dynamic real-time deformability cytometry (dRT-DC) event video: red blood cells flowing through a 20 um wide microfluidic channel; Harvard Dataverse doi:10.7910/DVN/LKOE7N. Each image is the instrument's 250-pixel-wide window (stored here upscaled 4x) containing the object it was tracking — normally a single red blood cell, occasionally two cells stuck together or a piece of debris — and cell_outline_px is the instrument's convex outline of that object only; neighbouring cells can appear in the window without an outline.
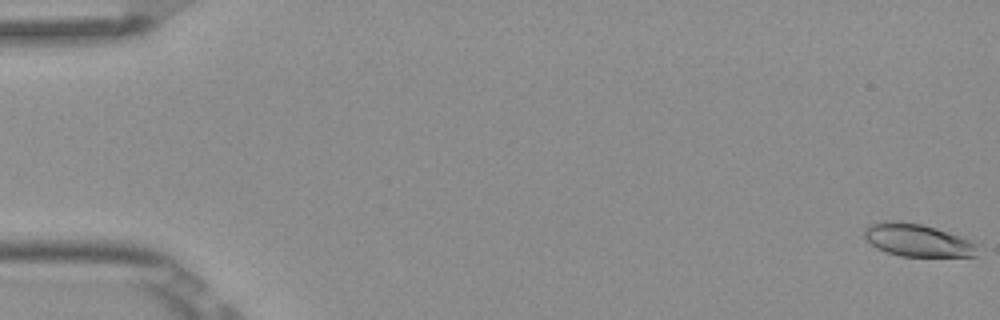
{"species": "Egyptian fruit bat (a non-hibernating species)", "species_latin": "Rousettus aegyptiacus", "temperature_condition": "room temperature", "stored_images_in_passage": 5, "camera_frame_rate_fps": 3000, "um_per_image_px": 0.085, "frame": {"image": 1, "passage_image": 1, "time_ms": 0.0, "image_size_px": [1000, 320], "cell_outline_px": [[976, 256], [900, 256], [876, 248], [864, 236], [864, 232], [868, 224], [880, 220], [900, 220], [920, 224], [936, 228], [968, 240], [976, 244]], "centroid_in_image_um": [77.91, 20.39], "position_along_channel_um": 7.1, "area_um2": 21.33}}
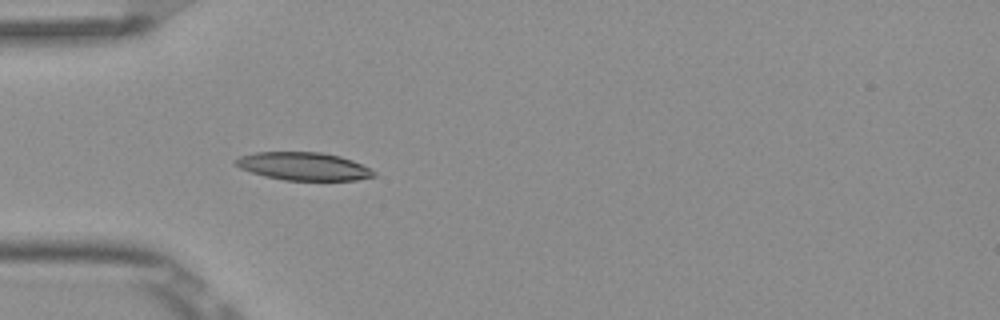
{"frame": {"image": 2, "passage_image": 5, "time_ms": 1.333, "image_size_px": [1000, 320], "cell_outline_px": [[376, 176], [356, 180], [284, 180], [264, 176], [240, 168], [232, 160], [240, 156], [256, 152], [320, 152], [340, 156], [352, 160], [376, 172]], "centroid_in_image_um": [25.79, 14.13], "position_along_channel_um": 59.2, "area_um2": 22.43}}